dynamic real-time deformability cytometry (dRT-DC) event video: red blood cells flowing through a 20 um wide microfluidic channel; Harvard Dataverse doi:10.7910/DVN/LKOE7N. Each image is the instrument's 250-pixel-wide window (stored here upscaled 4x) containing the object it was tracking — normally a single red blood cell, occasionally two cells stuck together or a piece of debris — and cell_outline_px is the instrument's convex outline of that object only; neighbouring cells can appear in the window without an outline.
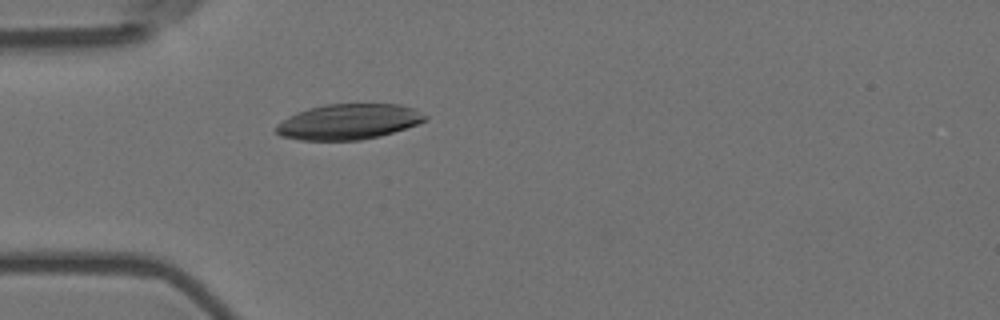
{"species": "Egyptian fruit bat (a non-hibernating species)", "species_latin": "Rousettus aegyptiacus", "temperature_condition": "room temperature", "stored_images_in_passage": 45, "camera_frame_rate_fps": 3000, "um_per_image_px": 0.085, "animal": {"sex": "female"}, "frame": {"image": 1, "passage_image": 4, "time_ms": 1.0, "image_size_px": [1000, 320], "cell_outline_px": [[428, 120], [380, 136], [360, 140], [300, 140], [280, 136], [276, 132], [276, 124], [288, 116], [324, 104], [400, 104], [412, 108], [428, 116]], "centroid_in_image_um": [29.62, 10.35], "position_along_channel_um": 55.4, "area_um2": 30.58}}
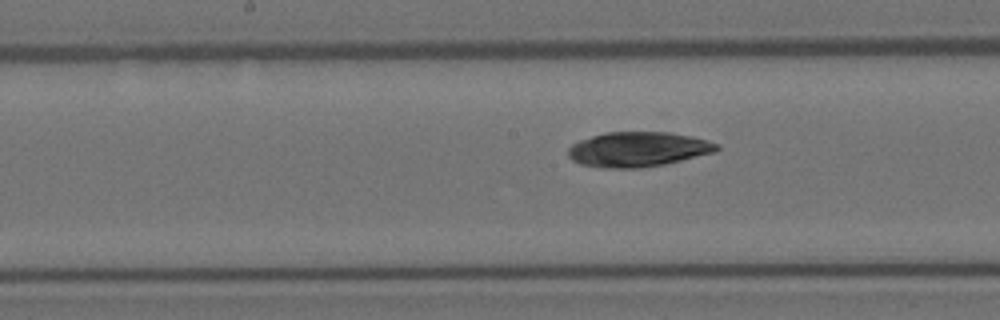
{"frame": {"image": 2, "passage_image": 16, "time_ms": 5.0, "image_size_px": [1000, 320], "cell_outline_px": [[720, 148], [716, 152], [664, 164], [640, 168], [604, 168], [580, 164], [572, 160], [568, 156], [568, 148], [572, 144], [580, 140], [604, 132], [668, 132], [692, 136], [708, 140], [720, 144]], "centroid_in_image_um": [54.25, 12.69], "position_along_channel_um": 194.0, "area_um2": 30.35}}
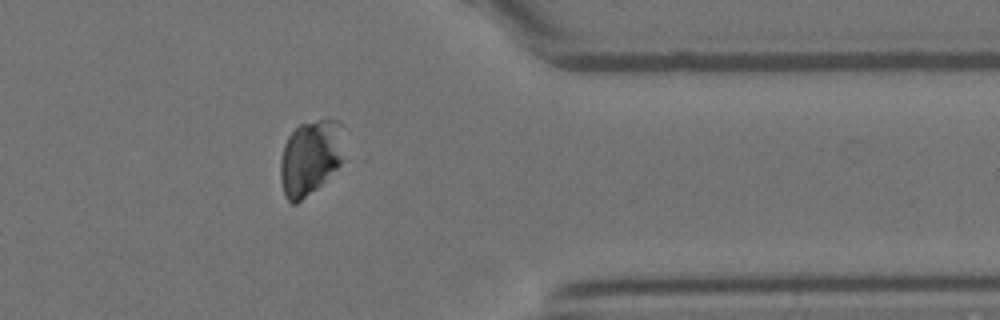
{"frame": {"image": 3, "passage_image": 33, "time_ms": 10.667, "image_size_px": [1000, 320], "cell_outline_px": [[344, 124], [340, 164], [316, 188], [296, 204], [292, 204], [284, 196], [280, 180], [280, 160], [284, 144], [288, 136], [300, 124], [316, 120], [340, 120]], "centroid_in_image_um": [26.35, 13.37], "position_along_channel_um": 385.1, "area_um2": 27.74}}